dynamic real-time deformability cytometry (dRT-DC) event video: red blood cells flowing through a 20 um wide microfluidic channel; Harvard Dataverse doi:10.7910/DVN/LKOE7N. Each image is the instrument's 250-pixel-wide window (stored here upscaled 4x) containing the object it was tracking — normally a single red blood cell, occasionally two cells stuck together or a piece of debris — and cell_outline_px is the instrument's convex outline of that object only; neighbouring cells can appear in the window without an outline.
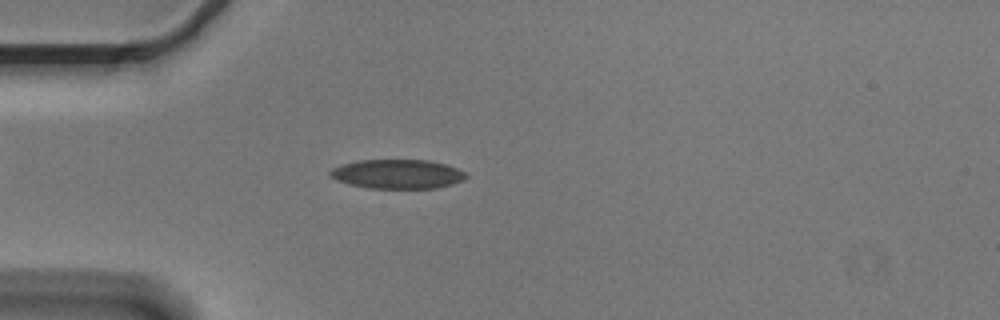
{"species": "Egyptian fruit bat (a non-hibernating species)", "species_latin": "Rousettus aegyptiacus", "temperature_condition": "cold", "stored_images_in_passage": 56, "camera_frame_rate_fps": 3000, "um_per_image_px": 0.085, "animal": {"sex": "male"}, "frame": {"image": 1, "passage_image": 15, "time_ms": 4.667, "image_size_px": [1000, 320], "cell_outline_px": [[468, 176], [464, 180], [452, 184], [436, 188], [368, 188], [348, 184], [336, 180], [328, 176], [328, 172], [332, 168], [356, 160], [428, 160], [444, 164], [456, 168], [464, 172]], "centroid_in_image_um": [33.75, 14.79], "position_along_channel_um": 51.3, "area_um2": 23.18}}
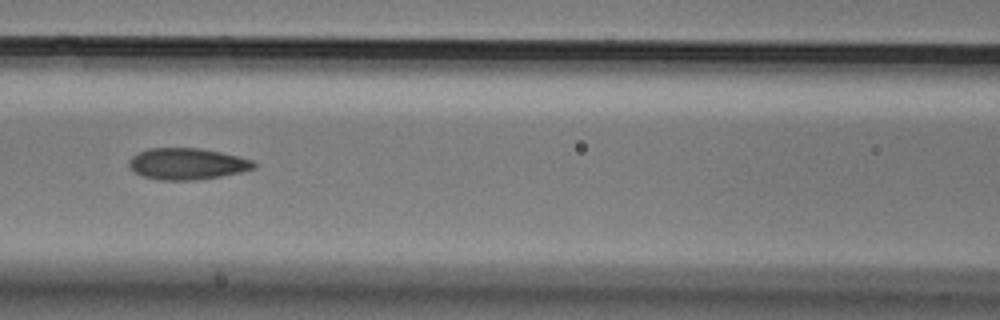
{"frame": {"image": 2, "passage_image": 24, "time_ms": 7.667, "image_size_px": [1000, 320], "cell_outline_px": [[256, 168], [240, 172], [220, 176], [196, 180], [160, 180], [144, 176], [128, 168], [128, 160], [132, 156], [148, 148], [200, 148], [240, 156], [252, 160], [256, 164]], "centroid_in_image_um": [15.9, 13.92], "position_along_channel_um": 150.7, "area_um2": 22.89}}
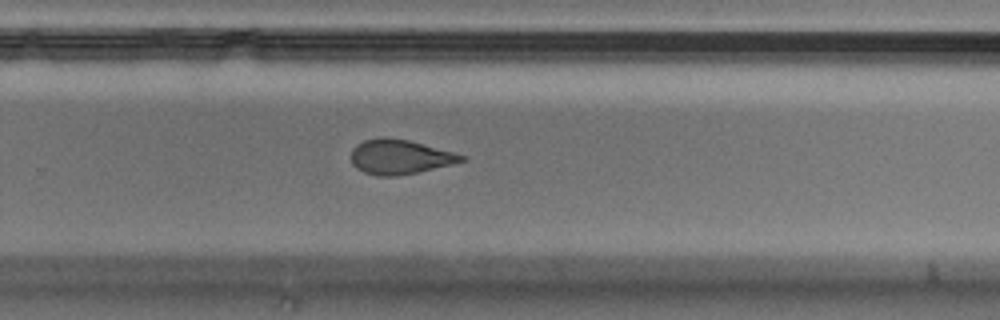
{"frame": {"image": 3, "passage_image": 36, "time_ms": 11.667, "image_size_px": [1000, 320], "cell_outline_px": [[468, 160], [452, 164], [416, 172], [396, 176], [376, 176], [364, 172], [356, 168], [352, 164], [352, 148], [356, 144], [364, 140], [384, 136], [388, 136], [408, 140], [468, 156]], "centroid_in_image_um": [33.98, 13.32], "position_along_channel_um": 295.8, "area_um2": 22.31}, "authors_computed_cell_mechanics": {"area_um2": 23.0622, "velocity_mm_per_s": 3.6411, "shape_relaxation_time_tau1_ms": 6.8446, "shape_relaxation_time_tau2_ms": 2.464, "deformation_change_tau1": 0.1707, "deformation_change_tau2": 0.092}}